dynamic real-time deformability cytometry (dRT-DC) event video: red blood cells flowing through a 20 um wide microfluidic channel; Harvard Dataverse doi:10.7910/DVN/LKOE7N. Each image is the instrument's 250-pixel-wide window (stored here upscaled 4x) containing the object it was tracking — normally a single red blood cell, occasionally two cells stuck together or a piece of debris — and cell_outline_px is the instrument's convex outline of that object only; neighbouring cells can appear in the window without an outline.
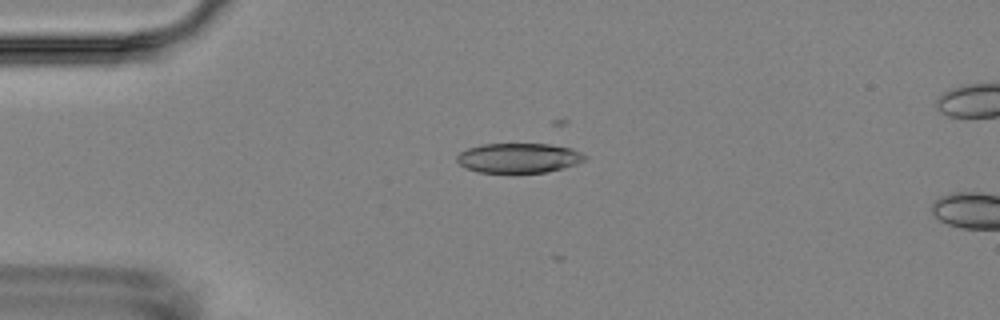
{"species": "Egyptian fruit bat (a non-hibernating species)", "species_latin": "Rousettus aegyptiacus", "temperature_condition": "room temperature", "stored_images_in_passage": 3, "camera_frame_rate_fps": 3000, "um_per_image_px": 0.085, "animal": {"sex": "female"}, "frame": {"image": 1, "passage_image": 1, "time_ms": 0.0, "image_size_px": [1000, 320], "cell_outline_px": [[588, 156], [584, 160], [576, 164], [564, 168], [544, 172], [480, 172], [464, 168], [456, 160], [456, 156], [460, 152], [468, 148], [480, 144], [548, 144], [572, 148]], "centroid_in_image_um": [44.08, 13.42], "position_along_channel_um": 40.9, "area_um2": 22.14}}